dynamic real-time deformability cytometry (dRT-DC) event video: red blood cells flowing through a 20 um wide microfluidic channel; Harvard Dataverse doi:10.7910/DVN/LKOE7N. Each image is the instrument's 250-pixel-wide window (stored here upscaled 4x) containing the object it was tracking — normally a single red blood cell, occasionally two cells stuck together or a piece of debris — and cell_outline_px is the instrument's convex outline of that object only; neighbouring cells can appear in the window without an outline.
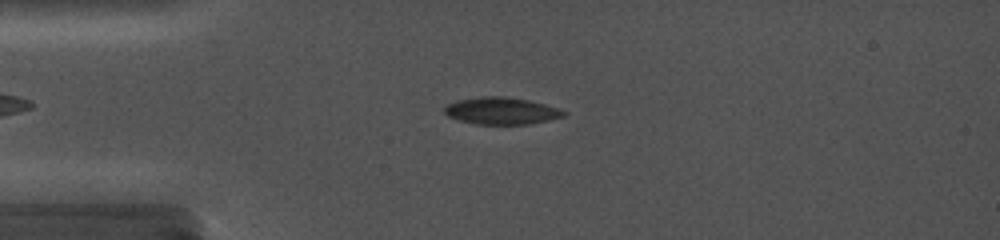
{"species": "common noctule bat (a hibernating species)", "species_latin": "Nyctalus noctula", "temperature_condition": "cold", "stored_images_in_passage": 22, "segment_of_instrument_passage": [1, 2], "camera_frame_rate_fps": 5000, "um_per_image_px": 0.085, "animal": {"sex": "female", "body_mass_g": 19.0, "forearm_length_mm": 56.7}, "frame": {"image": 1, "passage_image": 5, "time_ms": 3.0, "image_size_px": [1000, 240], "cell_outline_px": [[568, 112], [564, 116], [548, 120], [528, 124], [476, 124], [460, 120], [448, 116], [444, 112], [444, 108], [448, 104], [456, 100], [480, 96], [504, 96], [528, 100], [544, 104]], "centroid_in_image_um": [42.6, 9.41], "position_along_channel_um": 42.4, "area_um2": 18.67}}
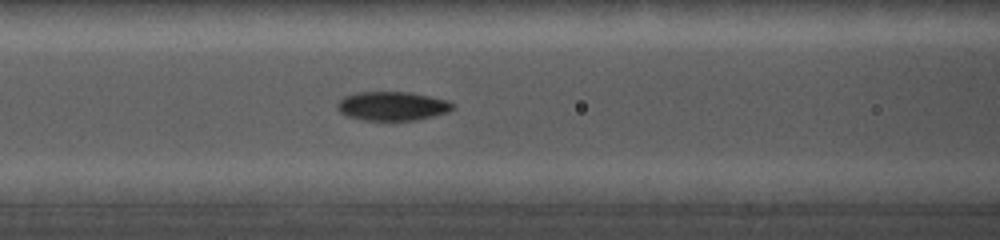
{"frame": {"image": 2, "passage_image": 10, "time_ms": 6.0, "image_size_px": [1000, 240], "cell_outline_px": [[456, 108], [448, 112], [416, 120], [364, 120], [348, 116], [340, 112], [336, 108], [336, 104], [344, 96], [356, 92], [412, 92], [448, 100], [456, 104]], "centroid_in_image_um": [33.38, 9.0], "position_along_channel_um": 133.2, "area_um2": 19.65}}
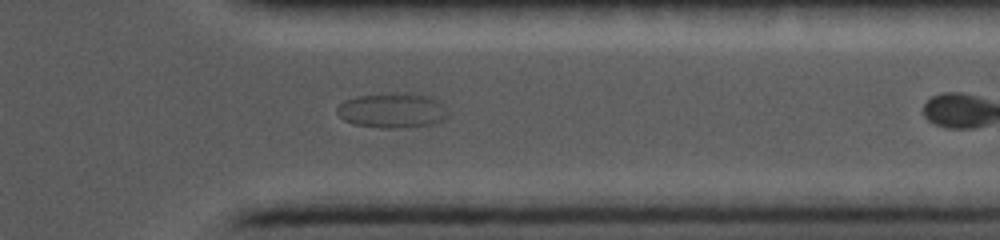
{"frame": {"image": 3, "passage_image": 21, "time_ms": 11.2, "image_size_px": [1000, 240], "cell_outline_px": [[452, 116], [444, 120], [432, 124], [404, 128], [384, 128], [352, 124], [344, 120], [336, 112], [336, 108], [344, 100], [356, 96], [436, 96]], "centroid_in_image_um": [33.39, 9.45], "position_along_channel_um": 378.0, "area_um2": 22.02}}